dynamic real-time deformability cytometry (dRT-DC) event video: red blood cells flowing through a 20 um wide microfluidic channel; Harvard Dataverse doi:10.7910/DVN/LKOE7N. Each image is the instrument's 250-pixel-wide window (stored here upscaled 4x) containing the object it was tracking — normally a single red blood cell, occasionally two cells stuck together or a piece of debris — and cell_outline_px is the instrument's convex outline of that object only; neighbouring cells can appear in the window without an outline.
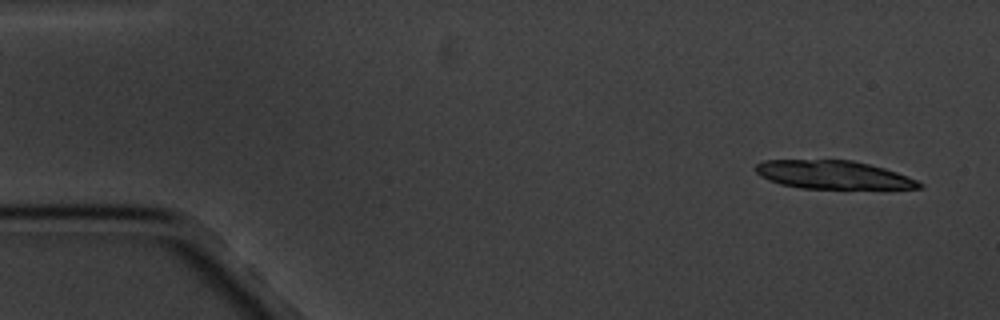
{"species": "common noctule bat (a hibernating species)", "species_latin": "Nyctalus noctula", "temperature_condition": "cold", "stored_images_in_passage": 5, "camera_frame_rate_fps": 3000, "um_per_image_px": 0.085, "animal": {"sex": "male", "body_mass_g": 20.1, "forearm_length_mm": 53.5}, "frame": {"image": 1, "passage_image": 1, "time_ms": 0.0, "image_size_px": [1000, 320], "cell_outline_px": [[924, 188], [888, 192], [800, 188], [780, 184], [768, 180], [760, 176], [756, 172], [756, 164], [764, 160], [852, 160], [884, 168], [896, 172], [916, 180], [924, 184]], "centroid_in_image_um": [70.98, 14.93], "position_along_channel_um": 14.0, "area_um2": 28.5}}